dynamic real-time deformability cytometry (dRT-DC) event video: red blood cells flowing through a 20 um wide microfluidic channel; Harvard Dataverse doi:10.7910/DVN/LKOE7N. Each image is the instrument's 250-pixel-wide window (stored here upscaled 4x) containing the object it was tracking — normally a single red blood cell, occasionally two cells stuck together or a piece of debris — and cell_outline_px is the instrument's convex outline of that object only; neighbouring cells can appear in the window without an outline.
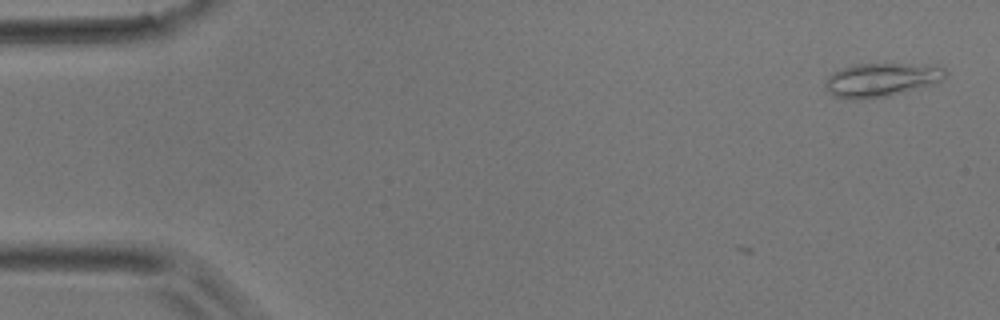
{"species": "common noctule bat (a hibernating species)", "species_latin": "Nyctalus noctula", "temperature_condition": "room temperature", "stored_images_in_passage": 4, "camera_frame_rate_fps": 3000, "um_per_image_px": 0.085, "animal": {"sex": "male", "body_mass_g": 17.9}, "frame": {"image": 1, "passage_image": 1, "time_ms": 0.0, "image_size_px": [1000, 320], "cell_outline_px": [[948, 72], [936, 84], [888, 96], [864, 100], [852, 100], [836, 96], [824, 84], [824, 80], [832, 72], [856, 64], [908, 64], [944, 68]], "centroid_in_image_um": [74.89, 6.8], "position_along_channel_um": 10.1, "area_um2": 23.35}}
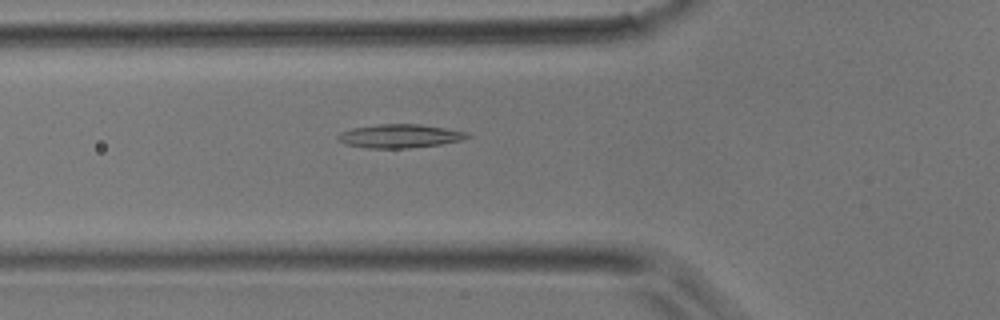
{"frame": {"image": 2, "passage_image": 4, "time_ms": 1.0, "image_size_px": [1000, 320], "cell_outline_px": [[472, 136], [460, 140], [440, 144], [408, 148], [364, 148], [348, 144], [340, 140], [336, 136], [340, 132], [352, 128], [380, 124], [420, 124], [468, 132]], "centroid_in_image_um": [33.98, 11.56], "position_along_channel_um": 91.8, "area_um2": 17.63}}